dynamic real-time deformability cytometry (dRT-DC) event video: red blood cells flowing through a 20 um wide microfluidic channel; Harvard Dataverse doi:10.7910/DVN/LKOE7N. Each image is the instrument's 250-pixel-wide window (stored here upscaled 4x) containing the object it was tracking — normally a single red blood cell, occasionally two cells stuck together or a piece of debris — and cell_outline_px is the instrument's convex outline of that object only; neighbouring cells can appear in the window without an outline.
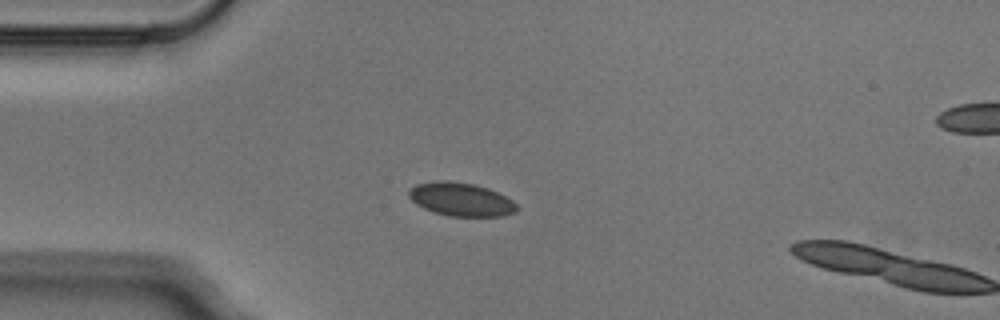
{"species": "Egyptian fruit bat (a non-hibernating species)", "species_latin": "Rousettus aegyptiacus", "temperature_condition": "cold", "stored_images_in_passage": 3, "camera_frame_rate_fps": 3000, "um_per_image_px": 0.085, "animal": {"sex": "male"}, "frame": {"image": 1, "passage_image": 2, "time_ms": 0.333, "image_size_px": [1000, 320], "cell_outline_px": [[520, 208], [516, 212], [504, 216], [448, 216], [432, 212], [416, 204], [408, 196], [408, 188], [416, 184], [436, 180], [448, 180], [472, 184], [488, 188], [512, 200]], "centroid_in_image_um": [39.16, 16.95], "position_along_channel_um": 45.8, "area_um2": 21.21}}